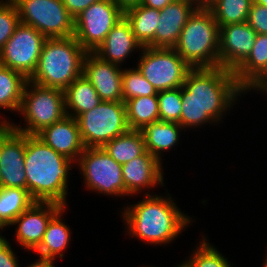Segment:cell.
<instances>
[{"label": "cell", "mask_w": 267, "mask_h": 267, "mask_svg": "<svg viewBox=\"0 0 267 267\" xmlns=\"http://www.w3.org/2000/svg\"><path fill=\"white\" fill-rule=\"evenodd\" d=\"M243 93L232 70L221 66L191 69L181 87L178 123L185 129L219 123Z\"/></svg>", "instance_id": "obj_1"}, {"label": "cell", "mask_w": 267, "mask_h": 267, "mask_svg": "<svg viewBox=\"0 0 267 267\" xmlns=\"http://www.w3.org/2000/svg\"><path fill=\"white\" fill-rule=\"evenodd\" d=\"M76 164L57 153L36 135L25 134L26 189L35 202L67 206L68 178Z\"/></svg>", "instance_id": "obj_2"}, {"label": "cell", "mask_w": 267, "mask_h": 267, "mask_svg": "<svg viewBox=\"0 0 267 267\" xmlns=\"http://www.w3.org/2000/svg\"><path fill=\"white\" fill-rule=\"evenodd\" d=\"M167 195L147 192L142 200L123 209L121 213L129 235L161 246L173 242L194 221L178 209L170 193Z\"/></svg>", "instance_id": "obj_3"}, {"label": "cell", "mask_w": 267, "mask_h": 267, "mask_svg": "<svg viewBox=\"0 0 267 267\" xmlns=\"http://www.w3.org/2000/svg\"><path fill=\"white\" fill-rule=\"evenodd\" d=\"M86 54L74 36L47 38L42 47L37 69L29 81L43 87L65 90L83 74Z\"/></svg>", "instance_id": "obj_4"}, {"label": "cell", "mask_w": 267, "mask_h": 267, "mask_svg": "<svg viewBox=\"0 0 267 267\" xmlns=\"http://www.w3.org/2000/svg\"><path fill=\"white\" fill-rule=\"evenodd\" d=\"M174 49L191 69L219 66V25L207 7L188 18Z\"/></svg>", "instance_id": "obj_5"}, {"label": "cell", "mask_w": 267, "mask_h": 267, "mask_svg": "<svg viewBox=\"0 0 267 267\" xmlns=\"http://www.w3.org/2000/svg\"><path fill=\"white\" fill-rule=\"evenodd\" d=\"M18 114L23 115L26 126H18L10 121L8 125L19 133L37 135L67 115L64 90L43 87L28 80Z\"/></svg>", "instance_id": "obj_6"}, {"label": "cell", "mask_w": 267, "mask_h": 267, "mask_svg": "<svg viewBox=\"0 0 267 267\" xmlns=\"http://www.w3.org/2000/svg\"><path fill=\"white\" fill-rule=\"evenodd\" d=\"M76 120L85 148L103 147L130 130L123 101H101L97 107L82 113Z\"/></svg>", "instance_id": "obj_7"}, {"label": "cell", "mask_w": 267, "mask_h": 267, "mask_svg": "<svg viewBox=\"0 0 267 267\" xmlns=\"http://www.w3.org/2000/svg\"><path fill=\"white\" fill-rule=\"evenodd\" d=\"M18 11L20 23L31 26L46 38L74 35V18L62 0H11Z\"/></svg>", "instance_id": "obj_8"}, {"label": "cell", "mask_w": 267, "mask_h": 267, "mask_svg": "<svg viewBox=\"0 0 267 267\" xmlns=\"http://www.w3.org/2000/svg\"><path fill=\"white\" fill-rule=\"evenodd\" d=\"M137 69L157 92L180 88L191 68L174 48L143 47Z\"/></svg>", "instance_id": "obj_9"}, {"label": "cell", "mask_w": 267, "mask_h": 267, "mask_svg": "<svg viewBox=\"0 0 267 267\" xmlns=\"http://www.w3.org/2000/svg\"><path fill=\"white\" fill-rule=\"evenodd\" d=\"M76 163L87 189L108 196H125L122 165L102 147L85 148Z\"/></svg>", "instance_id": "obj_10"}, {"label": "cell", "mask_w": 267, "mask_h": 267, "mask_svg": "<svg viewBox=\"0 0 267 267\" xmlns=\"http://www.w3.org/2000/svg\"><path fill=\"white\" fill-rule=\"evenodd\" d=\"M123 17L124 10L113 0H100L74 19L73 36L86 52H95Z\"/></svg>", "instance_id": "obj_11"}, {"label": "cell", "mask_w": 267, "mask_h": 267, "mask_svg": "<svg viewBox=\"0 0 267 267\" xmlns=\"http://www.w3.org/2000/svg\"><path fill=\"white\" fill-rule=\"evenodd\" d=\"M46 39L35 28L20 23L0 50V64L20 72L29 80L37 69Z\"/></svg>", "instance_id": "obj_12"}, {"label": "cell", "mask_w": 267, "mask_h": 267, "mask_svg": "<svg viewBox=\"0 0 267 267\" xmlns=\"http://www.w3.org/2000/svg\"><path fill=\"white\" fill-rule=\"evenodd\" d=\"M25 134L0 126V180L3 188L26 189Z\"/></svg>", "instance_id": "obj_13"}, {"label": "cell", "mask_w": 267, "mask_h": 267, "mask_svg": "<svg viewBox=\"0 0 267 267\" xmlns=\"http://www.w3.org/2000/svg\"><path fill=\"white\" fill-rule=\"evenodd\" d=\"M62 207L54 202H34L22 212L11 224L17 225L15 238L18 244L28 251H35L43 240L51 218Z\"/></svg>", "instance_id": "obj_14"}, {"label": "cell", "mask_w": 267, "mask_h": 267, "mask_svg": "<svg viewBox=\"0 0 267 267\" xmlns=\"http://www.w3.org/2000/svg\"><path fill=\"white\" fill-rule=\"evenodd\" d=\"M256 35L247 22L219 27V66L234 71L251 53Z\"/></svg>", "instance_id": "obj_15"}, {"label": "cell", "mask_w": 267, "mask_h": 267, "mask_svg": "<svg viewBox=\"0 0 267 267\" xmlns=\"http://www.w3.org/2000/svg\"><path fill=\"white\" fill-rule=\"evenodd\" d=\"M121 66L102 60L94 52H87L83 61V75L90 81L102 101H123Z\"/></svg>", "instance_id": "obj_16"}, {"label": "cell", "mask_w": 267, "mask_h": 267, "mask_svg": "<svg viewBox=\"0 0 267 267\" xmlns=\"http://www.w3.org/2000/svg\"><path fill=\"white\" fill-rule=\"evenodd\" d=\"M125 196L164 185L162 163L148 151L122 165Z\"/></svg>", "instance_id": "obj_17"}, {"label": "cell", "mask_w": 267, "mask_h": 267, "mask_svg": "<svg viewBox=\"0 0 267 267\" xmlns=\"http://www.w3.org/2000/svg\"><path fill=\"white\" fill-rule=\"evenodd\" d=\"M195 0H174L160 10L155 48H174L188 18L198 8Z\"/></svg>", "instance_id": "obj_18"}, {"label": "cell", "mask_w": 267, "mask_h": 267, "mask_svg": "<svg viewBox=\"0 0 267 267\" xmlns=\"http://www.w3.org/2000/svg\"><path fill=\"white\" fill-rule=\"evenodd\" d=\"M36 136L57 153L74 162L78 161L85 149L77 120L68 115L44 128Z\"/></svg>", "instance_id": "obj_19"}, {"label": "cell", "mask_w": 267, "mask_h": 267, "mask_svg": "<svg viewBox=\"0 0 267 267\" xmlns=\"http://www.w3.org/2000/svg\"><path fill=\"white\" fill-rule=\"evenodd\" d=\"M139 48V49H138ZM130 23L123 17L107 34L104 42L94 52L102 60L121 66L134 50H142ZM124 61V62H123Z\"/></svg>", "instance_id": "obj_20"}, {"label": "cell", "mask_w": 267, "mask_h": 267, "mask_svg": "<svg viewBox=\"0 0 267 267\" xmlns=\"http://www.w3.org/2000/svg\"><path fill=\"white\" fill-rule=\"evenodd\" d=\"M184 129L177 122L156 121L145 125L140 131L145 140L146 150L161 163L162 152L176 146Z\"/></svg>", "instance_id": "obj_21"}, {"label": "cell", "mask_w": 267, "mask_h": 267, "mask_svg": "<svg viewBox=\"0 0 267 267\" xmlns=\"http://www.w3.org/2000/svg\"><path fill=\"white\" fill-rule=\"evenodd\" d=\"M267 70V34H257L248 57L233 71L237 84L246 92Z\"/></svg>", "instance_id": "obj_22"}, {"label": "cell", "mask_w": 267, "mask_h": 267, "mask_svg": "<svg viewBox=\"0 0 267 267\" xmlns=\"http://www.w3.org/2000/svg\"><path fill=\"white\" fill-rule=\"evenodd\" d=\"M64 100L66 114L75 119L82 113L97 107L102 101L90 81L83 74L64 90Z\"/></svg>", "instance_id": "obj_23"}, {"label": "cell", "mask_w": 267, "mask_h": 267, "mask_svg": "<svg viewBox=\"0 0 267 267\" xmlns=\"http://www.w3.org/2000/svg\"><path fill=\"white\" fill-rule=\"evenodd\" d=\"M132 32L143 47L155 48V31L158 27L160 10L136 5L124 10Z\"/></svg>", "instance_id": "obj_24"}, {"label": "cell", "mask_w": 267, "mask_h": 267, "mask_svg": "<svg viewBox=\"0 0 267 267\" xmlns=\"http://www.w3.org/2000/svg\"><path fill=\"white\" fill-rule=\"evenodd\" d=\"M65 210L66 207H62L48 223L43 240L35 250L39 256L54 260L57 256L61 259L64 257L63 252L69 246L72 233L69 226L62 221V214Z\"/></svg>", "instance_id": "obj_25"}, {"label": "cell", "mask_w": 267, "mask_h": 267, "mask_svg": "<svg viewBox=\"0 0 267 267\" xmlns=\"http://www.w3.org/2000/svg\"><path fill=\"white\" fill-rule=\"evenodd\" d=\"M28 79L20 72L0 64V109L18 111L21 106L23 91ZM2 125H8V120L0 119Z\"/></svg>", "instance_id": "obj_26"}, {"label": "cell", "mask_w": 267, "mask_h": 267, "mask_svg": "<svg viewBox=\"0 0 267 267\" xmlns=\"http://www.w3.org/2000/svg\"><path fill=\"white\" fill-rule=\"evenodd\" d=\"M102 148L121 165L143 155L147 151L145 140L140 130H129L123 135L115 137Z\"/></svg>", "instance_id": "obj_27"}, {"label": "cell", "mask_w": 267, "mask_h": 267, "mask_svg": "<svg viewBox=\"0 0 267 267\" xmlns=\"http://www.w3.org/2000/svg\"><path fill=\"white\" fill-rule=\"evenodd\" d=\"M35 201L27 189L0 188V229L11 226L13 221Z\"/></svg>", "instance_id": "obj_28"}, {"label": "cell", "mask_w": 267, "mask_h": 267, "mask_svg": "<svg viewBox=\"0 0 267 267\" xmlns=\"http://www.w3.org/2000/svg\"><path fill=\"white\" fill-rule=\"evenodd\" d=\"M125 106L130 130H141L145 125L160 120L157 95L129 99Z\"/></svg>", "instance_id": "obj_29"}, {"label": "cell", "mask_w": 267, "mask_h": 267, "mask_svg": "<svg viewBox=\"0 0 267 267\" xmlns=\"http://www.w3.org/2000/svg\"><path fill=\"white\" fill-rule=\"evenodd\" d=\"M253 0H214L207 8L219 27L247 22Z\"/></svg>", "instance_id": "obj_30"}, {"label": "cell", "mask_w": 267, "mask_h": 267, "mask_svg": "<svg viewBox=\"0 0 267 267\" xmlns=\"http://www.w3.org/2000/svg\"><path fill=\"white\" fill-rule=\"evenodd\" d=\"M201 240L196 250L188 257L189 260L181 263L184 267H232L227 258L212 246L205 236Z\"/></svg>", "instance_id": "obj_31"}, {"label": "cell", "mask_w": 267, "mask_h": 267, "mask_svg": "<svg viewBox=\"0 0 267 267\" xmlns=\"http://www.w3.org/2000/svg\"><path fill=\"white\" fill-rule=\"evenodd\" d=\"M156 89L146 80L136 68L122 71V97L123 102L140 96L157 95Z\"/></svg>", "instance_id": "obj_32"}, {"label": "cell", "mask_w": 267, "mask_h": 267, "mask_svg": "<svg viewBox=\"0 0 267 267\" xmlns=\"http://www.w3.org/2000/svg\"><path fill=\"white\" fill-rule=\"evenodd\" d=\"M160 121L179 122L181 116V87L157 93Z\"/></svg>", "instance_id": "obj_33"}, {"label": "cell", "mask_w": 267, "mask_h": 267, "mask_svg": "<svg viewBox=\"0 0 267 267\" xmlns=\"http://www.w3.org/2000/svg\"><path fill=\"white\" fill-rule=\"evenodd\" d=\"M20 24L17 8L11 0H0V50Z\"/></svg>", "instance_id": "obj_34"}, {"label": "cell", "mask_w": 267, "mask_h": 267, "mask_svg": "<svg viewBox=\"0 0 267 267\" xmlns=\"http://www.w3.org/2000/svg\"><path fill=\"white\" fill-rule=\"evenodd\" d=\"M247 23L257 34H267V6L253 2Z\"/></svg>", "instance_id": "obj_35"}, {"label": "cell", "mask_w": 267, "mask_h": 267, "mask_svg": "<svg viewBox=\"0 0 267 267\" xmlns=\"http://www.w3.org/2000/svg\"><path fill=\"white\" fill-rule=\"evenodd\" d=\"M16 253L5 236H0V267H20Z\"/></svg>", "instance_id": "obj_36"}, {"label": "cell", "mask_w": 267, "mask_h": 267, "mask_svg": "<svg viewBox=\"0 0 267 267\" xmlns=\"http://www.w3.org/2000/svg\"><path fill=\"white\" fill-rule=\"evenodd\" d=\"M100 0H62L64 6L75 19L83 10Z\"/></svg>", "instance_id": "obj_37"}, {"label": "cell", "mask_w": 267, "mask_h": 267, "mask_svg": "<svg viewBox=\"0 0 267 267\" xmlns=\"http://www.w3.org/2000/svg\"><path fill=\"white\" fill-rule=\"evenodd\" d=\"M258 90L263 94H267V70L263 73V75L245 92L247 94L248 91Z\"/></svg>", "instance_id": "obj_38"}, {"label": "cell", "mask_w": 267, "mask_h": 267, "mask_svg": "<svg viewBox=\"0 0 267 267\" xmlns=\"http://www.w3.org/2000/svg\"><path fill=\"white\" fill-rule=\"evenodd\" d=\"M173 1L174 0H143L141 5L161 10Z\"/></svg>", "instance_id": "obj_39"}, {"label": "cell", "mask_w": 267, "mask_h": 267, "mask_svg": "<svg viewBox=\"0 0 267 267\" xmlns=\"http://www.w3.org/2000/svg\"><path fill=\"white\" fill-rule=\"evenodd\" d=\"M54 262V259L39 256V259L26 267H55Z\"/></svg>", "instance_id": "obj_40"}, {"label": "cell", "mask_w": 267, "mask_h": 267, "mask_svg": "<svg viewBox=\"0 0 267 267\" xmlns=\"http://www.w3.org/2000/svg\"><path fill=\"white\" fill-rule=\"evenodd\" d=\"M118 4L123 10L128 9L129 7L140 5L143 0H113Z\"/></svg>", "instance_id": "obj_41"}, {"label": "cell", "mask_w": 267, "mask_h": 267, "mask_svg": "<svg viewBox=\"0 0 267 267\" xmlns=\"http://www.w3.org/2000/svg\"><path fill=\"white\" fill-rule=\"evenodd\" d=\"M199 7H207L214 0H195Z\"/></svg>", "instance_id": "obj_42"}, {"label": "cell", "mask_w": 267, "mask_h": 267, "mask_svg": "<svg viewBox=\"0 0 267 267\" xmlns=\"http://www.w3.org/2000/svg\"><path fill=\"white\" fill-rule=\"evenodd\" d=\"M254 3L267 6V0H253Z\"/></svg>", "instance_id": "obj_43"}, {"label": "cell", "mask_w": 267, "mask_h": 267, "mask_svg": "<svg viewBox=\"0 0 267 267\" xmlns=\"http://www.w3.org/2000/svg\"><path fill=\"white\" fill-rule=\"evenodd\" d=\"M262 267H267V257H266V260L264 261L263 263V266Z\"/></svg>", "instance_id": "obj_44"}, {"label": "cell", "mask_w": 267, "mask_h": 267, "mask_svg": "<svg viewBox=\"0 0 267 267\" xmlns=\"http://www.w3.org/2000/svg\"><path fill=\"white\" fill-rule=\"evenodd\" d=\"M176 267H184L182 264H179L178 266H176Z\"/></svg>", "instance_id": "obj_45"}]
</instances>
